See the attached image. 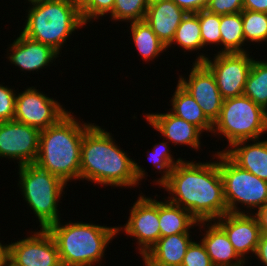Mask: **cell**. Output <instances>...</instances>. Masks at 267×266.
Returning <instances> with one entry per match:
<instances>
[{
  "instance_id": "obj_33",
  "label": "cell",
  "mask_w": 267,
  "mask_h": 266,
  "mask_svg": "<svg viewBox=\"0 0 267 266\" xmlns=\"http://www.w3.org/2000/svg\"><path fill=\"white\" fill-rule=\"evenodd\" d=\"M17 93L7 85L0 84V122L14 119Z\"/></svg>"
},
{
  "instance_id": "obj_41",
  "label": "cell",
  "mask_w": 267,
  "mask_h": 266,
  "mask_svg": "<svg viewBox=\"0 0 267 266\" xmlns=\"http://www.w3.org/2000/svg\"><path fill=\"white\" fill-rule=\"evenodd\" d=\"M8 245L0 242V266H8Z\"/></svg>"
},
{
  "instance_id": "obj_5",
  "label": "cell",
  "mask_w": 267,
  "mask_h": 266,
  "mask_svg": "<svg viewBox=\"0 0 267 266\" xmlns=\"http://www.w3.org/2000/svg\"><path fill=\"white\" fill-rule=\"evenodd\" d=\"M28 4L31 6L26 10L27 19L21 33L51 46L60 55L72 33L87 26L81 13L68 0H38Z\"/></svg>"
},
{
  "instance_id": "obj_21",
  "label": "cell",
  "mask_w": 267,
  "mask_h": 266,
  "mask_svg": "<svg viewBox=\"0 0 267 266\" xmlns=\"http://www.w3.org/2000/svg\"><path fill=\"white\" fill-rule=\"evenodd\" d=\"M190 237V233L160 237L141 258L148 266H181L192 242Z\"/></svg>"
},
{
  "instance_id": "obj_23",
  "label": "cell",
  "mask_w": 267,
  "mask_h": 266,
  "mask_svg": "<svg viewBox=\"0 0 267 266\" xmlns=\"http://www.w3.org/2000/svg\"><path fill=\"white\" fill-rule=\"evenodd\" d=\"M159 201V226L161 237L179 233H191L198 221L185 209L172 204L166 198Z\"/></svg>"
},
{
  "instance_id": "obj_15",
  "label": "cell",
  "mask_w": 267,
  "mask_h": 266,
  "mask_svg": "<svg viewBox=\"0 0 267 266\" xmlns=\"http://www.w3.org/2000/svg\"><path fill=\"white\" fill-rule=\"evenodd\" d=\"M215 222L225 231L235 252L242 260L255 255L261 237L259 222L254 214L226 213Z\"/></svg>"
},
{
  "instance_id": "obj_43",
  "label": "cell",
  "mask_w": 267,
  "mask_h": 266,
  "mask_svg": "<svg viewBox=\"0 0 267 266\" xmlns=\"http://www.w3.org/2000/svg\"><path fill=\"white\" fill-rule=\"evenodd\" d=\"M146 1H147L148 5H152V4H155V3H158V2H162L164 0H146Z\"/></svg>"
},
{
  "instance_id": "obj_18",
  "label": "cell",
  "mask_w": 267,
  "mask_h": 266,
  "mask_svg": "<svg viewBox=\"0 0 267 266\" xmlns=\"http://www.w3.org/2000/svg\"><path fill=\"white\" fill-rule=\"evenodd\" d=\"M200 229L205 231L200 240L204 245L213 266H239L242 259L235 252L225 231L215 221L198 222ZM206 229V230H205Z\"/></svg>"
},
{
  "instance_id": "obj_39",
  "label": "cell",
  "mask_w": 267,
  "mask_h": 266,
  "mask_svg": "<svg viewBox=\"0 0 267 266\" xmlns=\"http://www.w3.org/2000/svg\"><path fill=\"white\" fill-rule=\"evenodd\" d=\"M253 214L257 217L261 234L267 235V201Z\"/></svg>"
},
{
  "instance_id": "obj_14",
  "label": "cell",
  "mask_w": 267,
  "mask_h": 266,
  "mask_svg": "<svg viewBox=\"0 0 267 266\" xmlns=\"http://www.w3.org/2000/svg\"><path fill=\"white\" fill-rule=\"evenodd\" d=\"M188 78L180 76L178 83L195 99L205 116L214 123L219 117L223 98L215 77L203 62H193Z\"/></svg>"
},
{
  "instance_id": "obj_37",
  "label": "cell",
  "mask_w": 267,
  "mask_h": 266,
  "mask_svg": "<svg viewBox=\"0 0 267 266\" xmlns=\"http://www.w3.org/2000/svg\"><path fill=\"white\" fill-rule=\"evenodd\" d=\"M254 256L261 262L260 264L267 266V235H261Z\"/></svg>"
},
{
  "instance_id": "obj_10",
  "label": "cell",
  "mask_w": 267,
  "mask_h": 266,
  "mask_svg": "<svg viewBox=\"0 0 267 266\" xmlns=\"http://www.w3.org/2000/svg\"><path fill=\"white\" fill-rule=\"evenodd\" d=\"M143 193L139 195L136 202L131 206L129 218L121 227L118 225V234L121 231L137 240L136 249L142 257L161 237L159 226V201L146 197ZM120 226V227H119Z\"/></svg>"
},
{
  "instance_id": "obj_25",
  "label": "cell",
  "mask_w": 267,
  "mask_h": 266,
  "mask_svg": "<svg viewBox=\"0 0 267 266\" xmlns=\"http://www.w3.org/2000/svg\"><path fill=\"white\" fill-rule=\"evenodd\" d=\"M220 35L221 49L217 53L250 52L244 48L247 44L243 36L241 12L220 15Z\"/></svg>"
},
{
  "instance_id": "obj_42",
  "label": "cell",
  "mask_w": 267,
  "mask_h": 266,
  "mask_svg": "<svg viewBox=\"0 0 267 266\" xmlns=\"http://www.w3.org/2000/svg\"><path fill=\"white\" fill-rule=\"evenodd\" d=\"M211 0H202V10H205L207 7V4L210 2Z\"/></svg>"
},
{
  "instance_id": "obj_17",
  "label": "cell",
  "mask_w": 267,
  "mask_h": 266,
  "mask_svg": "<svg viewBox=\"0 0 267 266\" xmlns=\"http://www.w3.org/2000/svg\"><path fill=\"white\" fill-rule=\"evenodd\" d=\"M145 119L148 124L158 131L164 140L173 145L190 146L195 151L201 149V134L203 133L197 126L181 119L170 111L166 113H147Z\"/></svg>"
},
{
  "instance_id": "obj_27",
  "label": "cell",
  "mask_w": 267,
  "mask_h": 266,
  "mask_svg": "<svg viewBox=\"0 0 267 266\" xmlns=\"http://www.w3.org/2000/svg\"><path fill=\"white\" fill-rule=\"evenodd\" d=\"M243 95L267 111V61L253 59Z\"/></svg>"
},
{
  "instance_id": "obj_13",
  "label": "cell",
  "mask_w": 267,
  "mask_h": 266,
  "mask_svg": "<svg viewBox=\"0 0 267 266\" xmlns=\"http://www.w3.org/2000/svg\"><path fill=\"white\" fill-rule=\"evenodd\" d=\"M40 130L12 121L0 122V158L17 160L18 166L34 164L39 151Z\"/></svg>"
},
{
  "instance_id": "obj_36",
  "label": "cell",
  "mask_w": 267,
  "mask_h": 266,
  "mask_svg": "<svg viewBox=\"0 0 267 266\" xmlns=\"http://www.w3.org/2000/svg\"><path fill=\"white\" fill-rule=\"evenodd\" d=\"M186 13H197L202 10V0H172Z\"/></svg>"
},
{
  "instance_id": "obj_34",
  "label": "cell",
  "mask_w": 267,
  "mask_h": 266,
  "mask_svg": "<svg viewBox=\"0 0 267 266\" xmlns=\"http://www.w3.org/2000/svg\"><path fill=\"white\" fill-rule=\"evenodd\" d=\"M114 2L115 0H92L91 4L81 13L84 23H91V21L102 19L110 14L114 8Z\"/></svg>"
},
{
  "instance_id": "obj_40",
  "label": "cell",
  "mask_w": 267,
  "mask_h": 266,
  "mask_svg": "<svg viewBox=\"0 0 267 266\" xmlns=\"http://www.w3.org/2000/svg\"><path fill=\"white\" fill-rule=\"evenodd\" d=\"M80 13H82L92 0H68Z\"/></svg>"
},
{
  "instance_id": "obj_19",
  "label": "cell",
  "mask_w": 267,
  "mask_h": 266,
  "mask_svg": "<svg viewBox=\"0 0 267 266\" xmlns=\"http://www.w3.org/2000/svg\"><path fill=\"white\" fill-rule=\"evenodd\" d=\"M243 140L222 150L236 165L267 181V140ZM250 143V144H249Z\"/></svg>"
},
{
  "instance_id": "obj_32",
  "label": "cell",
  "mask_w": 267,
  "mask_h": 266,
  "mask_svg": "<svg viewBox=\"0 0 267 266\" xmlns=\"http://www.w3.org/2000/svg\"><path fill=\"white\" fill-rule=\"evenodd\" d=\"M181 266H213L201 241L194 239L188 246Z\"/></svg>"
},
{
  "instance_id": "obj_1",
  "label": "cell",
  "mask_w": 267,
  "mask_h": 266,
  "mask_svg": "<svg viewBox=\"0 0 267 266\" xmlns=\"http://www.w3.org/2000/svg\"><path fill=\"white\" fill-rule=\"evenodd\" d=\"M212 160L197 163L184 158L159 186L170 195L169 202L188 211L198 222L215 221L228 213L218 152Z\"/></svg>"
},
{
  "instance_id": "obj_30",
  "label": "cell",
  "mask_w": 267,
  "mask_h": 266,
  "mask_svg": "<svg viewBox=\"0 0 267 266\" xmlns=\"http://www.w3.org/2000/svg\"><path fill=\"white\" fill-rule=\"evenodd\" d=\"M148 4L146 0H115L111 21L136 22L144 20Z\"/></svg>"
},
{
  "instance_id": "obj_26",
  "label": "cell",
  "mask_w": 267,
  "mask_h": 266,
  "mask_svg": "<svg viewBox=\"0 0 267 266\" xmlns=\"http://www.w3.org/2000/svg\"><path fill=\"white\" fill-rule=\"evenodd\" d=\"M173 44L183 48L184 52H197V50L200 51L203 48L198 12L186 14L177 27L174 38L167 46V50L172 47Z\"/></svg>"
},
{
  "instance_id": "obj_28",
  "label": "cell",
  "mask_w": 267,
  "mask_h": 266,
  "mask_svg": "<svg viewBox=\"0 0 267 266\" xmlns=\"http://www.w3.org/2000/svg\"><path fill=\"white\" fill-rule=\"evenodd\" d=\"M168 141L155 143L153 145V149L150 151H147L148 159L152 164H154V168H156L159 173H161V177L156 180H154V184L160 186L169 176L173 168L180 163L183 158H178L175 161V158H173V153L171 154V149L169 147L170 144H167ZM170 149V150H169Z\"/></svg>"
},
{
  "instance_id": "obj_8",
  "label": "cell",
  "mask_w": 267,
  "mask_h": 266,
  "mask_svg": "<svg viewBox=\"0 0 267 266\" xmlns=\"http://www.w3.org/2000/svg\"><path fill=\"white\" fill-rule=\"evenodd\" d=\"M217 152L228 213L257 212L267 201V181L236 165L224 152ZM239 204L242 208L246 207V211L238 207Z\"/></svg>"
},
{
  "instance_id": "obj_31",
  "label": "cell",
  "mask_w": 267,
  "mask_h": 266,
  "mask_svg": "<svg viewBox=\"0 0 267 266\" xmlns=\"http://www.w3.org/2000/svg\"><path fill=\"white\" fill-rule=\"evenodd\" d=\"M198 18L203 48L214 44L221 46L220 15L210 13L205 9L198 12Z\"/></svg>"
},
{
  "instance_id": "obj_24",
  "label": "cell",
  "mask_w": 267,
  "mask_h": 266,
  "mask_svg": "<svg viewBox=\"0 0 267 266\" xmlns=\"http://www.w3.org/2000/svg\"><path fill=\"white\" fill-rule=\"evenodd\" d=\"M131 39L143 61H152L167 51V46L152 31L145 20L130 23Z\"/></svg>"
},
{
  "instance_id": "obj_12",
  "label": "cell",
  "mask_w": 267,
  "mask_h": 266,
  "mask_svg": "<svg viewBox=\"0 0 267 266\" xmlns=\"http://www.w3.org/2000/svg\"><path fill=\"white\" fill-rule=\"evenodd\" d=\"M30 234L7 244L8 266H62L57 244L50 232L40 228Z\"/></svg>"
},
{
  "instance_id": "obj_45",
  "label": "cell",
  "mask_w": 267,
  "mask_h": 266,
  "mask_svg": "<svg viewBox=\"0 0 267 266\" xmlns=\"http://www.w3.org/2000/svg\"><path fill=\"white\" fill-rule=\"evenodd\" d=\"M27 1L30 3V2H34V1H38V0H26V2Z\"/></svg>"
},
{
  "instance_id": "obj_11",
  "label": "cell",
  "mask_w": 267,
  "mask_h": 266,
  "mask_svg": "<svg viewBox=\"0 0 267 266\" xmlns=\"http://www.w3.org/2000/svg\"><path fill=\"white\" fill-rule=\"evenodd\" d=\"M68 112L56 99L32 86L16 95L13 120L41 131L57 123Z\"/></svg>"
},
{
  "instance_id": "obj_29",
  "label": "cell",
  "mask_w": 267,
  "mask_h": 266,
  "mask_svg": "<svg viewBox=\"0 0 267 266\" xmlns=\"http://www.w3.org/2000/svg\"><path fill=\"white\" fill-rule=\"evenodd\" d=\"M241 17L245 42L262 44L267 41V13L243 9Z\"/></svg>"
},
{
  "instance_id": "obj_38",
  "label": "cell",
  "mask_w": 267,
  "mask_h": 266,
  "mask_svg": "<svg viewBox=\"0 0 267 266\" xmlns=\"http://www.w3.org/2000/svg\"><path fill=\"white\" fill-rule=\"evenodd\" d=\"M243 9L267 13V0H243Z\"/></svg>"
},
{
  "instance_id": "obj_44",
  "label": "cell",
  "mask_w": 267,
  "mask_h": 266,
  "mask_svg": "<svg viewBox=\"0 0 267 266\" xmlns=\"http://www.w3.org/2000/svg\"><path fill=\"white\" fill-rule=\"evenodd\" d=\"M247 260H242L241 264L239 266H244Z\"/></svg>"
},
{
  "instance_id": "obj_4",
  "label": "cell",
  "mask_w": 267,
  "mask_h": 266,
  "mask_svg": "<svg viewBox=\"0 0 267 266\" xmlns=\"http://www.w3.org/2000/svg\"><path fill=\"white\" fill-rule=\"evenodd\" d=\"M117 227L83 221L62 224L60 219L47 230L57 244L62 266H101L105 249L118 235Z\"/></svg>"
},
{
  "instance_id": "obj_35",
  "label": "cell",
  "mask_w": 267,
  "mask_h": 266,
  "mask_svg": "<svg viewBox=\"0 0 267 266\" xmlns=\"http://www.w3.org/2000/svg\"><path fill=\"white\" fill-rule=\"evenodd\" d=\"M206 10L217 15L240 13L243 10V0H211Z\"/></svg>"
},
{
  "instance_id": "obj_22",
  "label": "cell",
  "mask_w": 267,
  "mask_h": 266,
  "mask_svg": "<svg viewBox=\"0 0 267 266\" xmlns=\"http://www.w3.org/2000/svg\"><path fill=\"white\" fill-rule=\"evenodd\" d=\"M170 112L204 131L212 134L213 123L205 116L195 99L177 83L172 95Z\"/></svg>"
},
{
  "instance_id": "obj_2",
  "label": "cell",
  "mask_w": 267,
  "mask_h": 266,
  "mask_svg": "<svg viewBox=\"0 0 267 266\" xmlns=\"http://www.w3.org/2000/svg\"><path fill=\"white\" fill-rule=\"evenodd\" d=\"M118 146L112 133L94 123L82 139L80 180L121 189L141 185L147 172Z\"/></svg>"
},
{
  "instance_id": "obj_7",
  "label": "cell",
  "mask_w": 267,
  "mask_h": 266,
  "mask_svg": "<svg viewBox=\"0 0 267 266\" xmlns=\"http://www.w3.org/2000/svg\"><path fill=\"white\" fill-rule=\"evenodd\" d=\"M267 133V111L245 95L223 100L212 134L225 137L229 148L243 140L261 139Z\"/></svg>"
},
{
  "instance_id": "obj_9",
  "label": "cell",
  "mask_w": 267,
  "mask_h": 266,
  "mask_svg": "<svg viewBox=\"0 0 267 266\" xmlns=\"http://www.w3.org/2000/svg\"><path fill=\"white\" fill-rule=\"evenodd\" d=\"M250 52L216 53L213 58L198 52L194 62H203L213 73L223 99L243 95L253 59ZM208 56V57H207ZM211 59V60H210Z\"/></svg>"
},
{
  "instance_id": "obj_3",
  "label": "cell",
  "mask_w": 267,
  "mask_h": 266,
  "mask_svg": "<svg viewBox=\"0 0 267 266\" xmlns=\"http://www.w3.org/2000/svg\"><path fill=\"white\" fill-rule=\"evenodd\" d=\"M83 122L69 111L57 123L40 131L39 151L34 164L67 185L69 181H80L82 139L94 124Z\"/></svg>"
},
{
  "instance_id": "obj_6",
  "label": "cell",
  "mask_w": 267,
  "mask_h": 266,
  "mask_svg": "<svg viewBox=\"0 0 267 266\" xmlns=\"http://www.w3.org/2000/svg\"><path fill=\"white\" fill-rule=\"evenodd\" d=\"M18 168L17 184L21 195L38 219L39 227L47 229L61 218L58 202L65 194L67 184L36 164H26Z\"/></svg>"
},
{
  "instance_id": "obj_20",
  "label": "cell",
  "mask_w": 267,
  "mask_h": 266,
  "mask_svg": "<svg viewBox=\"0 0 267 266\" xmlns=\"http://www.w3.org/2000/svg\"><path fill=\"white\" fill-rule=\"evenodd\" d=\"M172 0H164L148 5L144 20L152 28L157 37L168 46L174 38L177 27L186 16Z\"/></svg>"
},
{
  "instance_id": "obj_16",
  "label": "cell",
  "mask_w": 267,
  "mask_h": 266,
  "mask_svg": "<svg viewBox=\"0 0 267 266\" xmlns=\"http://www.w3.org/2000/svg\"><path fill=\"white\" fill-rule=\"evenodd\" d=\"M8 48L6 56L10 64L23 72L46 69L59 57V53L51 46L34 41L22 33Z\"/></svg>"
}]
</instances>
